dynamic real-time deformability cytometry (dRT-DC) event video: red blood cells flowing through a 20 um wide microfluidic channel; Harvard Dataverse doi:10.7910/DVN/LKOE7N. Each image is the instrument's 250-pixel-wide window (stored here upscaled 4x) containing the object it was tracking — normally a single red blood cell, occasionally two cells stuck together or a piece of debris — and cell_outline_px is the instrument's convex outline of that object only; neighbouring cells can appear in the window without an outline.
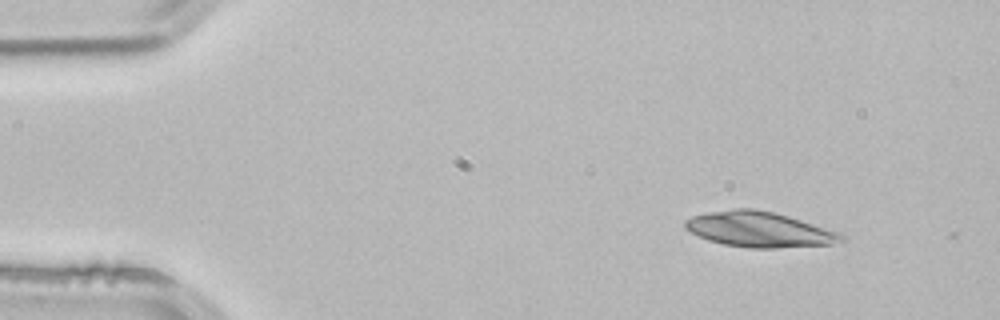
{"species": "common noctule bat (a hibernating species)", "species_latin": "Nyctalus noctula", "temperature_condition": "room temperature", "stored_images_in_passage": 3, "camera_frame_rate_fps": 3000, "um_per_image_px": 0.085, "animal": {"sex": "male", "body_mass_g": 21.5, "forearm_length_mm": 52.0}, "frame": {"image": 1, "passage_image": 1, "time_ms": 0.0, "image_size_px": [1000, 320], "cell_outline_px": [[844, 240], [832, 244], [776, 248], [748, 248], [724, 244], [708, 240], [684, 228], [684, 220], [692, 216], [708, 212], [736, 208], [752, 208], [772, 212], [788, 216], [840, 232], [844, 236]], "centroid_in_image_um": [64.53, 19.5], "position_along_channel_um": 20.5, "area_um2": 32.02}}